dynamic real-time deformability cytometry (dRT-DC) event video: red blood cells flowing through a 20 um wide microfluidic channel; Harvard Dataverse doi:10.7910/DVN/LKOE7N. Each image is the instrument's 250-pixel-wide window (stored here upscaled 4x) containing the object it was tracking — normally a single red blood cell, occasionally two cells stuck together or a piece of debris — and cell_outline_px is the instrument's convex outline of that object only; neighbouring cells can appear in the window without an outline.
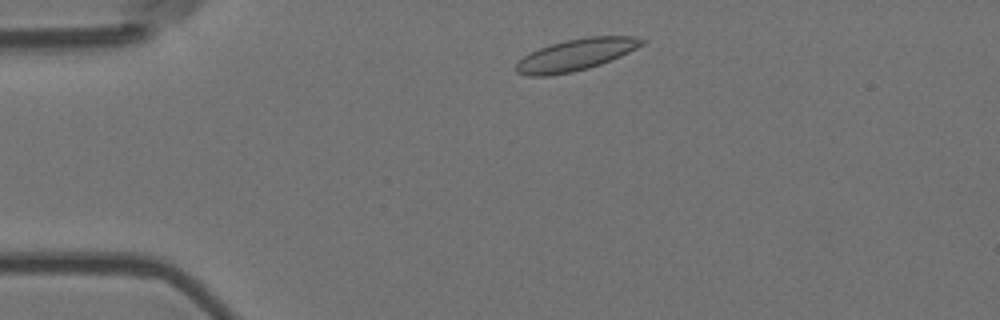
{"species": "Egyptian fruit bat (a non-hibernating species)", "species_latin": "Rousettus aegyptiacus", "temperature_condition": "room temperature", "stored_images_in_passage": 48, "camera_frame_rate_fps": 3000, "um_per_image_px": 0.085, "animal": {"sex": "female"}, "frame": {"image": 1, "passage_image": 4, "time_ms": 1.0, "image_size_px": [1000, 320], "cell_outline_px": [[648, 40], [644, 44], [620, 56], [600, 64], [588, 68], [572, 72], [548, 76], [528, 76], [516, 72], [516, 64], [524, 56], [540, 48], [564, 40], [588, 36], [632, 36]], "centroid_in_image_um": [48.96, 4.65], "position_along_channel_um": 36.0, "area_um2": 23.06}}
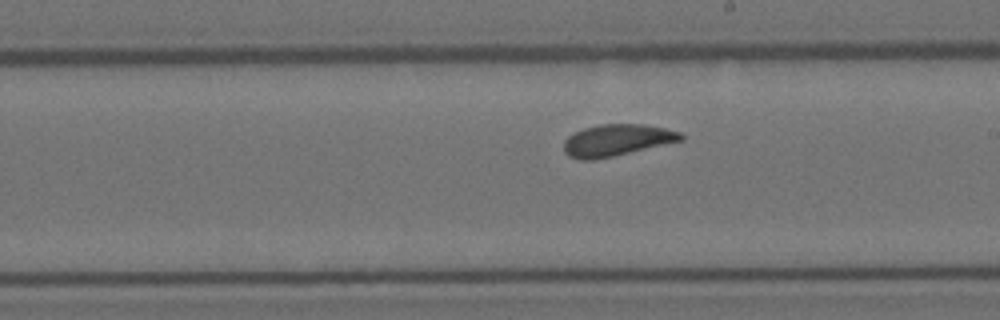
{"frame": {"image": 2, "passage_image": 24, "time_ms": 7.667, "image_size_px": [1000, 320], "cell_outline_px": [[684, 140], [612, 156], [592, 160], [580, 160], [568, 156], [564, 152], [564, 140], [568, 136], [584, 128], [600, 124], [644, 124], [664, 128], [680, 132], [684, 136]], "centroid_in_image_um": [52.41, 11.91], "position_along_channel_um": 236.6, "area_um2": 21.5}}
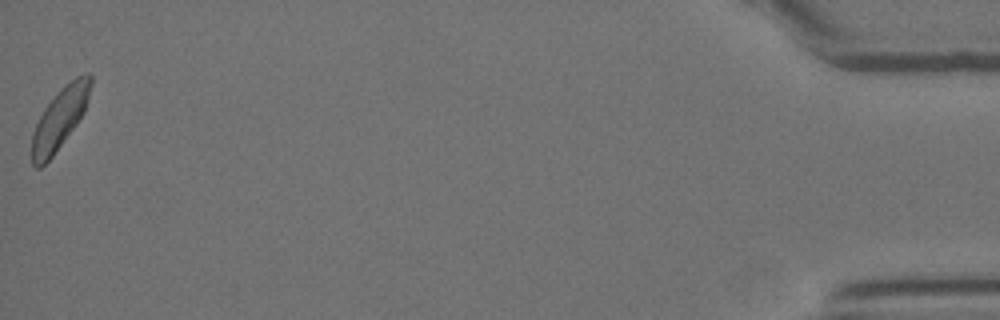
{"frame": {"image": 3, "passage_image": 48, "time_ms": 15.667, "image_size_px": [1000, 320], "cell_outline_px": [[92, 84], [84, 112], [76, 124], [52, 156], [40, 168], [36, 168], [32, 164], [32, 132], [44, 108], [60, 88], [64, 84], [76, 76], [84, 72], [88, 72], [92, 76]], "centroid_in_image_um": [5.09, 10.02], "position_along_channel_um": 430.1, "area_um2": 20.81}, "authors_computed_cell_mechanics": {"area_um2": 21.5883, "velocity_mm_per_s": 3.6119, "shape_relaxation_time_tau1_ms": 4.6251, "shape_relaxation_time_tau2_ms": 2.2603, "deformation_change_tau1": 0.0986, "deformation_change_tau2": 0.0667}}